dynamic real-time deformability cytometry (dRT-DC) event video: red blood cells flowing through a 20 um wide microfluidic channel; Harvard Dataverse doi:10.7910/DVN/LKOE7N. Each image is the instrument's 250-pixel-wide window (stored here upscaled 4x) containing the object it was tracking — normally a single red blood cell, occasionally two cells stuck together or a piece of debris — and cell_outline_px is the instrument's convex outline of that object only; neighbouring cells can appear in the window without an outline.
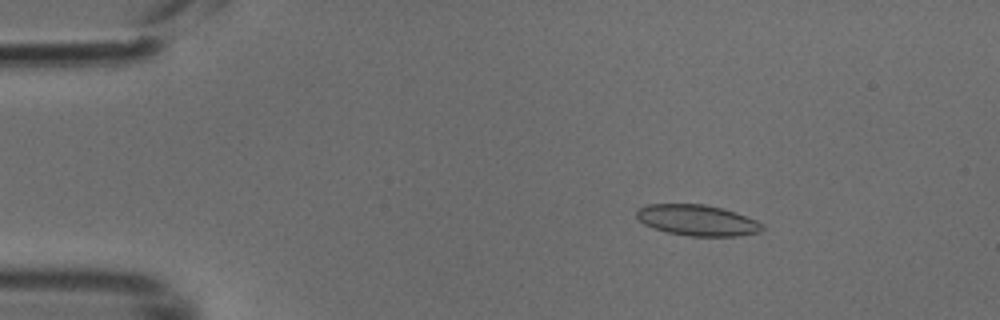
{"species": "common noctule bat (a hibernating species)", "species_latin": "Nyctalus noctula", "temperature_condition": "cold", "stored_images_in_passage": 44, "camera_frame_rate_fps": 3000, "um_per_image_px": 0.085, "animal": {"sex": "male", "body_mass_g": 18.8}, "frame": {"image": 1, "passage_image": 2, "time_ms": 0.333, "image_size_px": [1000, 320], "cell_outline_px": [[764, 228], [760, 232], [736, 236], [688, 236], [668, 232], [644, 224], [636, 216], [636, 212], [640, 208], [648, 204], [704, 204], [724, 208], [736, 212], [756, 220], [764, 224]], "centroid_in_image_um": [59.31, 18.72], "position_along_channel_um": 25.7, "area_um2": 22.6}}
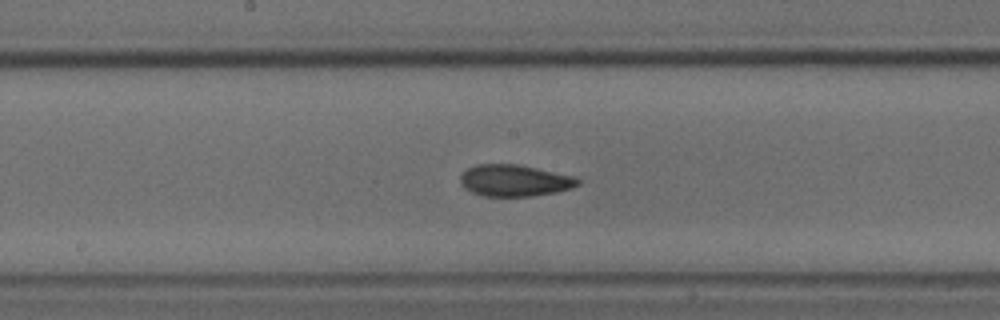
{"frame": {"image": 2, "passage_image": 20, "time_ms": 6.333, "image_size_px": [1000, 320], "cell_outline_px": [[580, 184], [572, 188], [556, 192], [528, 196], [484, 196], [472, 192], [464, 188], [460, 184], [460, 176], [468, 168], [476, 164], [520, 164], [576, 176], [580, 180]], "centroid_in_image_um": [43.76, 15.33], "position_along_channel_um": 204.4, "area_um2": 21.85}}
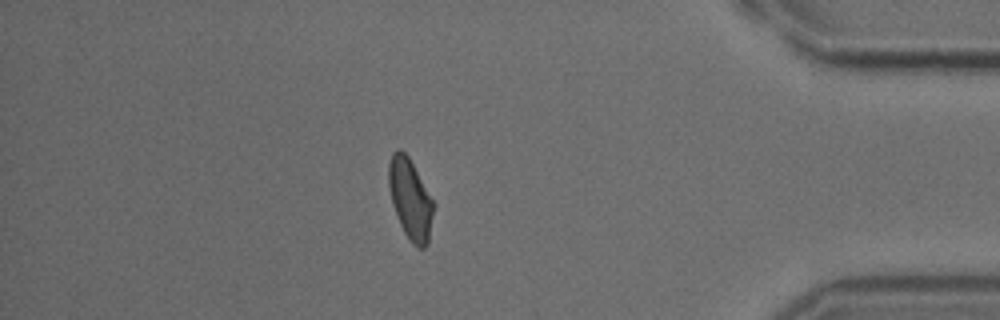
{"frame": {"image": 3, "passage_image": 37, "time_ms": 12.0, "image_size_px": [1000, 320], "cell_outline_px": [[436, 204], [428, 244], [424, 248], [416, 248], [408, 240], [400, 224], [392, 204], [388, 184], [388, 164], [392, 152], [396, 148], [400, 148], [408, 156]], "centroid_in_image_um": [34.89, 16.94], "position_along_channel_um": 400.3, "area_um2": 21.5}}